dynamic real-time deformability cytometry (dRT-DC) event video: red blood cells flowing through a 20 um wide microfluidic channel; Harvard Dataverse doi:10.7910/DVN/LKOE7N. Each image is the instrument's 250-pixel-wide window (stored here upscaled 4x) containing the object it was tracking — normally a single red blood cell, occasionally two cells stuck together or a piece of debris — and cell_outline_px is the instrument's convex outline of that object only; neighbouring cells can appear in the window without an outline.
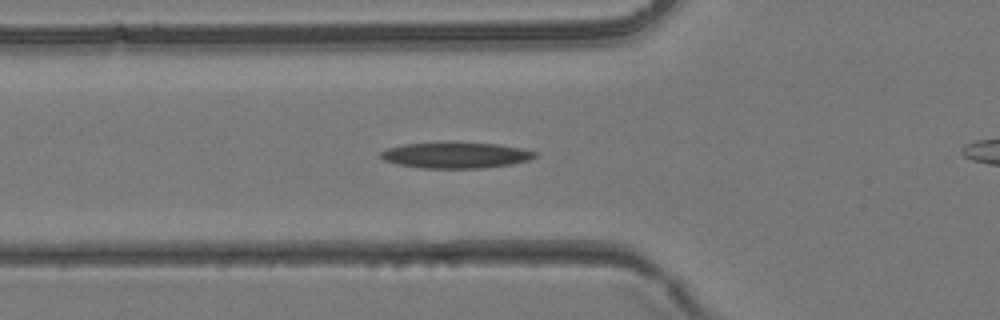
{"species": "common noctule bat (a hibernating species)", "species_latin": "Nyctalus noctula", "temperature_condition": "room temperature", "stored_images_in_passage": 27, "camera_frame_rate_fps": 3000, "um_per_image_px": 0.085, "animal": {"sex": "female", "body_mass_g": 24.6, "forearm_length_mm": 56.2}, "frame": {"image": 1, "passage_image": 6, "time_ms": 1.667, "image_size_px": [1000, 320], "cell_outline_px": [[536, 156], [528, 160], [512, 164], [484, 168], [424, 168], [400, 164], [384, 160], [380, 156], [380, 152], [388, 148], [404, 144], [444, 140], [448, 140], [496, 144], [520, 148], [536, 152]], "centroid_in_image_um": [38.72, 13.15], "position_along_channel_um": 87.1, "area_um2": 23.81}}
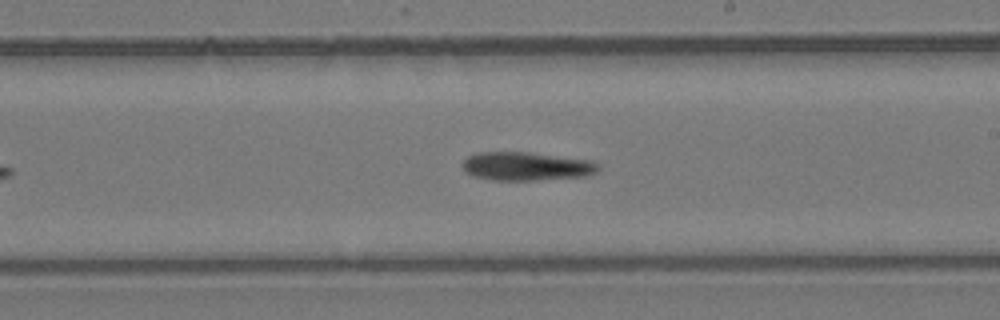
{"frame": {"image": 2, "passage_image": 15, "time_ms": 4.667, "image_size_px": [1000, 320], "cell_outline_px": [[600, 168], [596, 172], [588, 176], [536, 180], [492, 180], [476, 176], [464, 172], [460, 164], [468, 156], [480, 152], [532, 152], [592, 160], [600, 164]], "centroid_in_image_um": [44.77, 14.13], "position_along_channel_um": 244.2, "area_um2": 22.89}}
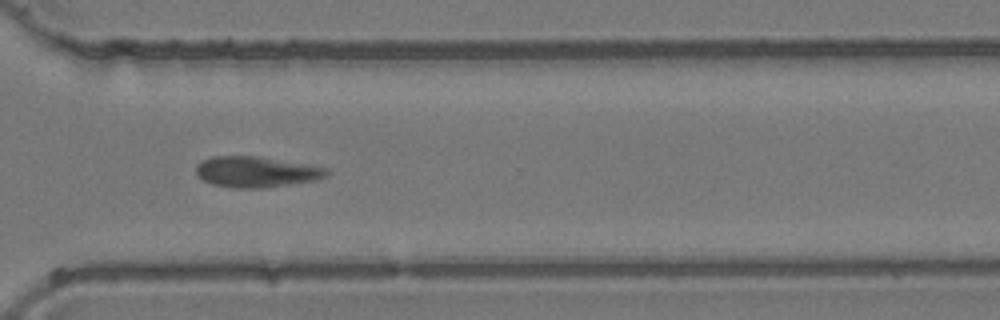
{"frame": {"image": 3, "passage_image": 21, "time_ms": 6.667, "image_size_px": [1000, 320], "cell_outline_px": [[328, 172], [324, 176], [316, 180], [264, 188], [236, 188], [212, 184], [204, 180], [196, 172], [196, 164], [212, 156], [260, 156], [328, 168]], "centroid_in_image_um": [21.77, 14.6], "position_along_channel_um": 348.8, "area_um2": 23.24}}